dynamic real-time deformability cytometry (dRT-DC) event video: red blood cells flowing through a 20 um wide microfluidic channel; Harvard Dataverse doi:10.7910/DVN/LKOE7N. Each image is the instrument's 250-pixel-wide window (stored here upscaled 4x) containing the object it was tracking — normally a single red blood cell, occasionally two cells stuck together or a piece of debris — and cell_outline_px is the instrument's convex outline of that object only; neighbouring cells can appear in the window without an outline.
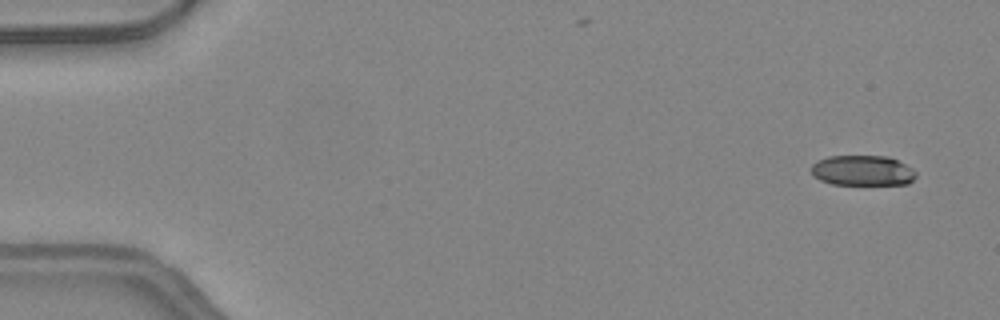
{"species": "common noctule bat (a hibernating species)", "species_latin": "Nyctalus noctula", "temperature_condition": "warm", "stored_images_in_passage": 45, "camera_frame_rate_fps": 3000, "um_per_image_px": 0.085, "animal": {"sex": "female", "body_mass_g": 24.6, "forearm_length_mm": 56.2}, "frame": {"image": 1, "passage_image": 2, "time_ms": 0.333, "image_size_px": [1000, 320], "cell_outline_px": [[916, 176], [908, 184], [832, 184], [820, 180], [812, 176], [812, 164], [816, 160], [828, 156], [888, 156], [912, 168], [916, 172]], "centroid_in_image_um": [73.29, 14.49], "position_along_channel_um": 11.7, "area_um2": 18.5}}
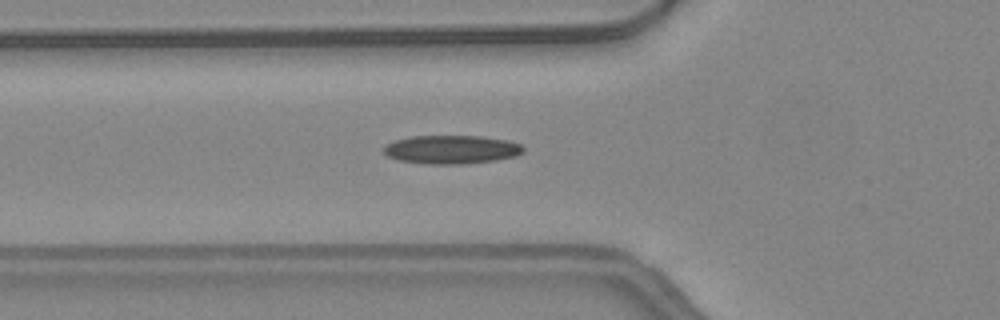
{"frame": {"image": 2, "passage_image": 17, "time_ms": 5.333, "image_size_px": [1000, 320], "cell_outline_px": [[524, 152], [516, 156], [496, 160], [460, 164], [428, 164], [400, 160], [388, 156], [380, 148], [384, 144], [396, 140], [412, 136], [480, 136], [508, 140], [520, 144], [524, 148]], "centroid_in_image_um": [38.36, 12.7], "position_along_channel_um": 87.4, "area_um2": 23.29}}
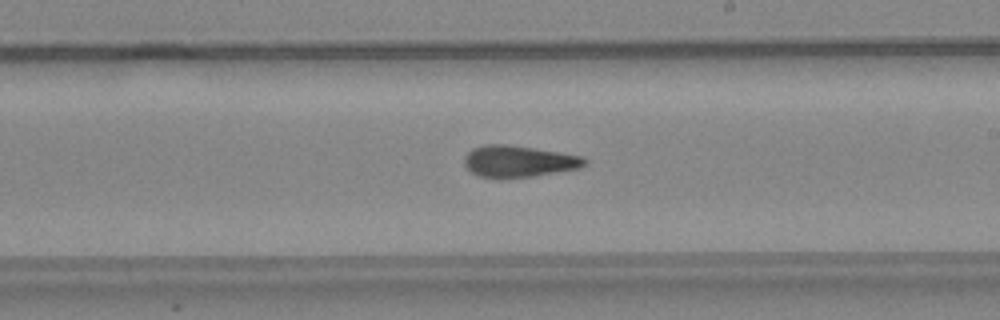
{"frame": {"image": 3, "passage_image": 28, "time_ms": 9.0, "image_size_px": [1000, 320], "cell_outline_px": [[588, 164], [580, 168], [532, 176], [500, 180], [480, 176], [472, 172], [464, 164], [464, 156], [472, 148], [484, 144], [508, 144], [560, 152], [584, 156], [588, 160]], "centroid_in_image_um": [44.09, 13.72], "position_along_channel_um": 244.9, "area_um2": 22.6}}